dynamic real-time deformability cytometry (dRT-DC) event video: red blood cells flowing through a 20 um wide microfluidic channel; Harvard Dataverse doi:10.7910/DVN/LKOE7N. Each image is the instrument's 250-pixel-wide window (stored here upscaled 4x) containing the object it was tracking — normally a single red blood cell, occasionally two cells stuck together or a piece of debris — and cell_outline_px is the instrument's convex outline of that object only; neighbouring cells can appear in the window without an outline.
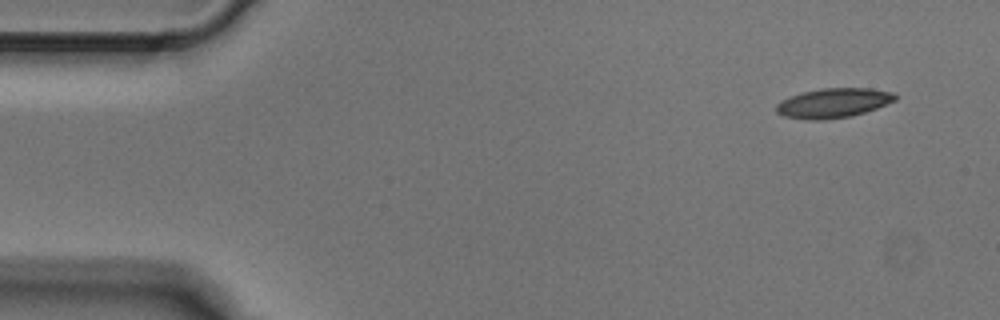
{"species": "Egyptian fruit bat (a non-hibernating species)", "species_latin": "Rousettus aegyptiacus", "temperature_condition": "cold", "stored_images_in_passage": 5, "camera_frame_rate_fps": 3000, "um_per_image_px": 0.085, "animal": {"sex": "male"}, "frame": {"image": 1, "passage_image": 1, "time_ms": 0.0, "image_size_px": [1000, 320], "cell_outline_px": [[896, 100], [876, 108], [852, 116], [820, 120], [808, 120], [784, 116], [776, 112], [776, 104], [780, 100], [804, 92], [824, 88], [872, 88], [896, 92]], "centroid_in_image_um": [70.85, 8.75], "position_along_channel_um": 14.1, "area_um2": 20.46}}
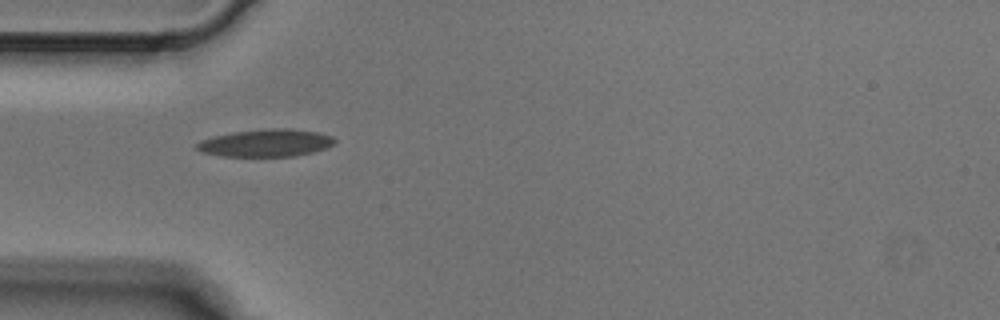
{"frame": {"image": 2, "passage_image": 4, "time_ms": 1.0, "image_size_px": [1000, 320], "cell_outline_px": [[336, 140], [328, 148], [296, 156], [220, 156], [200, 152], [196, 148], [196, 144], [200, 140], [232, 132], [272, 128], [288, 128], [316, 132], [332, 136]], "centroid_in_image_um": [22.59, 12.15], "position_along_channel_um": 62.4, "area_um2": 22.02}}
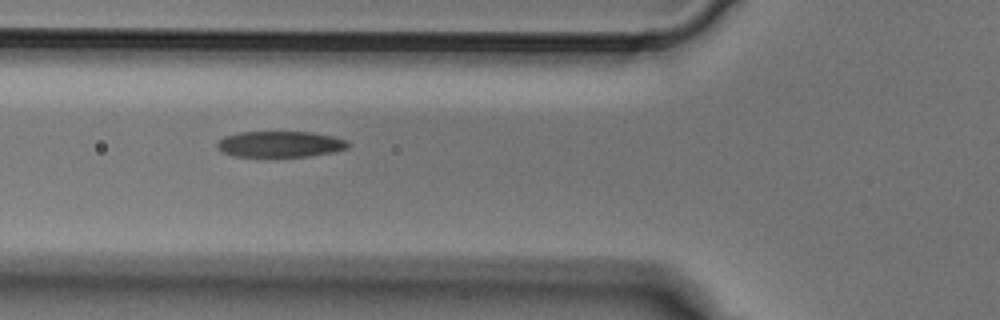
{"frame": {"image": 3, "passage_image": 5, "time_ms": 1.333, "image_size_px": [1000, 320], "cell_outline_px": [[352, 144], [348, 148], [336, 152], [312, 156], [232, 156], [216, 148], [216, 144], [224, 136], [240, 132], [312, 132], [332, 136], [344, 140]], "centroid_in_image_um": [23.84, 12.25], "position_along_channel_um": 102.0, "area_um2": 19.88}}